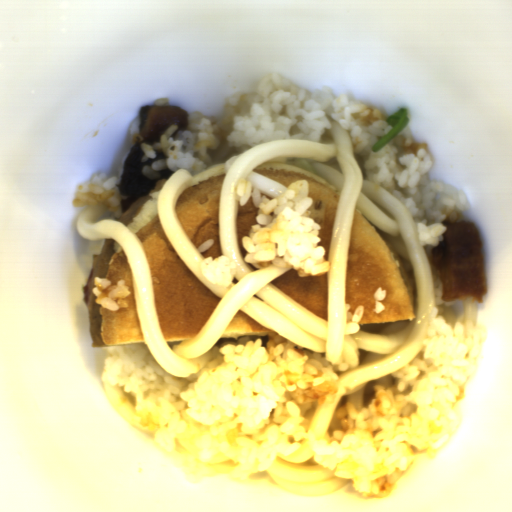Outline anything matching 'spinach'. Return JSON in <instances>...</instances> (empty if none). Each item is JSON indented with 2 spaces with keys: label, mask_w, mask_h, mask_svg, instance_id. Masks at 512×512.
<instances>
[{
  "label": "spinach",
  "mask_w": 512,
  "mask_h": 512,
  "mask_svg": "<svg viewBox=\"0 0 512 512\" xmlns=\"http://www.w3.org/2000/svg\"><path fill=\"white\" fill-rule=\"evenodd\" d=\"M386 123L392 125L391 130L382 135V137L371 146V152H377L390 141H392L404 128L408 126L409 110L408 108L400 107L385 119Z\"/></svg>",
  "instance_id": "spinach-1"
}]
</instances>
